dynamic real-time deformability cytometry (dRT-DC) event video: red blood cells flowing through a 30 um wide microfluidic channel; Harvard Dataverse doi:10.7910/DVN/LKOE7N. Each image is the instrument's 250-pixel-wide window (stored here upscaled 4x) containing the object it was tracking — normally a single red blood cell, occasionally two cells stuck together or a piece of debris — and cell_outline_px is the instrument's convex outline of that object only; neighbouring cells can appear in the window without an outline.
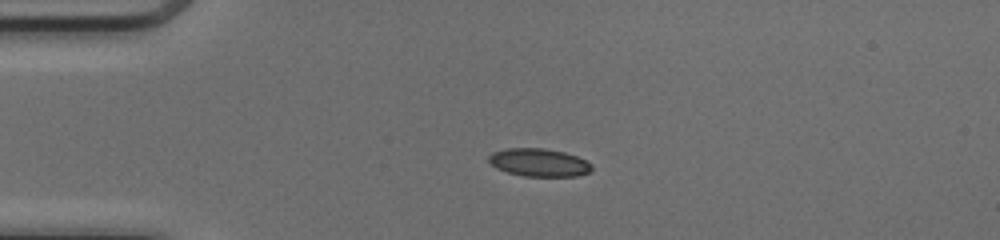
{"species": "common noctule bat (a hibernating species)", "species_latin": "Nyctalus noctula", "temperature_condition": "cold", "stored_images_in_passage": 39, "camera_frame_rate_fps": 3000, "um_per_image_px": 0.085, "animal": {"sex": "female", "body_mass_g": 17.0, "forearm_length_mm": 48.0}, "frame": {"image": 1, "passage_image": 1, "time_ms": 0.0, "image_size_px": [1000, 240], "cell_outline_px": [[592, 168], [588, 172], [576, 176], [524, 176], [508, 172], [496, 168], [488, 160], [488, 156], [492, 152], [508, 148], [544, 148], [564, 152], [576, 156], [592, 164]], "centroid_in_image_um": [45.79, 13.81], "position_along_channel_um": 39.2, "area_um2": 16.65}}
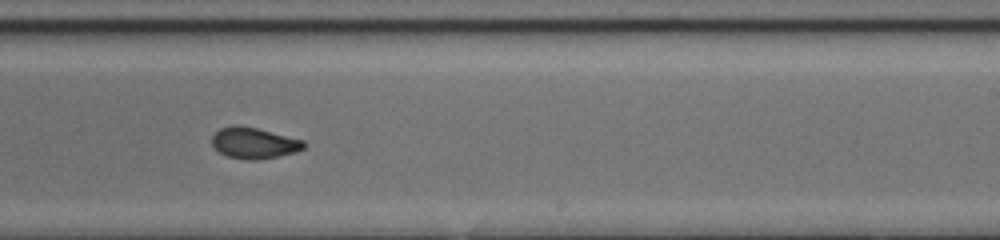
{"frame": {"image": 2, "passage_image": 20, "time_ms": 6.333, "image_size_px": [1000, 240], "cell_outline_px": [[308, 144], [304, 148], [296, 152], [256, 160], [248, 160], [228, 156], [220, 152], [212, 144], [212, 136], [220, 128], [236, 124], [256, 128], [304, 140]], "centroid_in_image_um": [21.61, 12.15], "position_along_channel_um": 267.4, "area_um2": 16.53}}
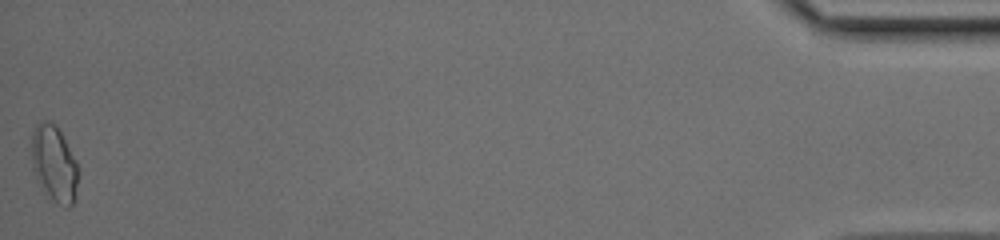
{"frame": {"image": 3, "passage_image": 39, "time_ms": 12.667, "image_size_px": [1000, 240], "cell_outline_px": [[76, 184], [72, 204], [68, 208], [64, 208], [44, 196], [32, 168], [32, 136], [36, 124], [40, 120], [48, 120], [56, 124], [76, 160]], "centroid_in_image_um": [4.56, 13.93], "position_along_channel_um": 430.6, "area_um2": 20.75}, "authors_computed_cell_mechanics": {"area_um2": 16.8776, "velocity_mm_per_s": 4.1435, "shape_relaxation_time_tau1_ms": null, "shape_relaxation_time_tau2_ms": 1.3657, "deformation_change_tau1": null, "deformation_change_tau2": 0.0622}}